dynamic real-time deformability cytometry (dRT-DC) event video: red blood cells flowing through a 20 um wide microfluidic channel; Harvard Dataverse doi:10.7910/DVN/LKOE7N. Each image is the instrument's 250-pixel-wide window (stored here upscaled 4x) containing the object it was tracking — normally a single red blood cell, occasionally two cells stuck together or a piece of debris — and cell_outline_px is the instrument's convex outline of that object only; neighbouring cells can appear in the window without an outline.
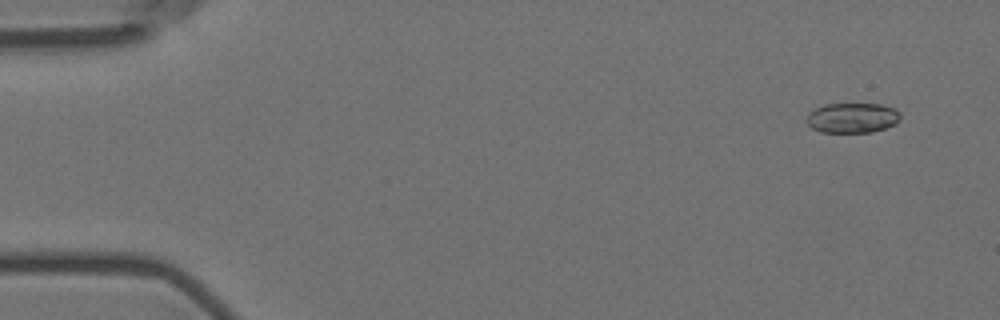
{"species": "Egyptian fruit bat (a non-hibernating species)", "species_latin": "Rousettus aegyptiacus", "temperature_condition": "room temperature", "stored_images_in_passage": 55, "camera_frame_rate_fps": 3000, "um_per_image_px": 0.085, "animal": {"sex": "female"}, "frame": {"image": 1, "passage_image": 4, "time_ms": 1.0, "image_size_px": [1000, 320], "cell_outline_px": [[900, 120], [896, 124], [872, 132], [820, 132], [812, 128], [804, 120], [808, 112], [824, 104], [880, 104], [896, 108], [900, 112]], "centroid_in_image_um": [72.44, 10.01], "position_along_channel_um": 12.6, "area_um2": 16.65}}
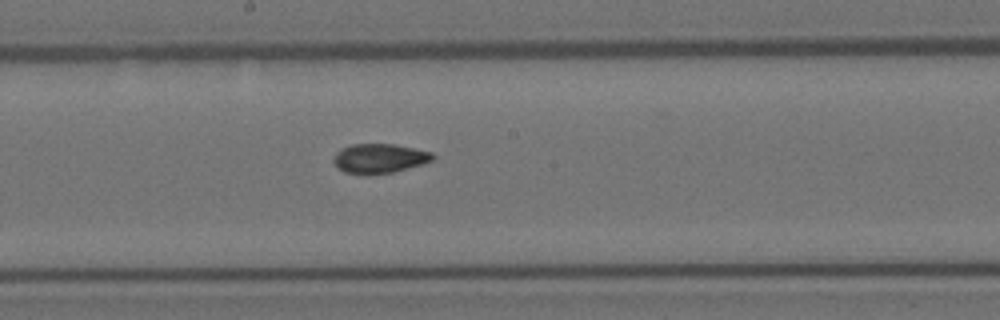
{"frame": {"image": 2, "passage_image": 31, "time_ms": 10.0, "image_size_px": [1000, 320], "cell_outline_px": [[436, 156], [432, 160], [420, 164], [392, 172], [344, 172], [332, 160], [336, 152], [340, 148], [352, 144], [396, 144], [432, 152]], "centroid_in_image_um": [32.26, 13.41], "position_along_channel_um": 215.9, "area_um2": 16.42}}
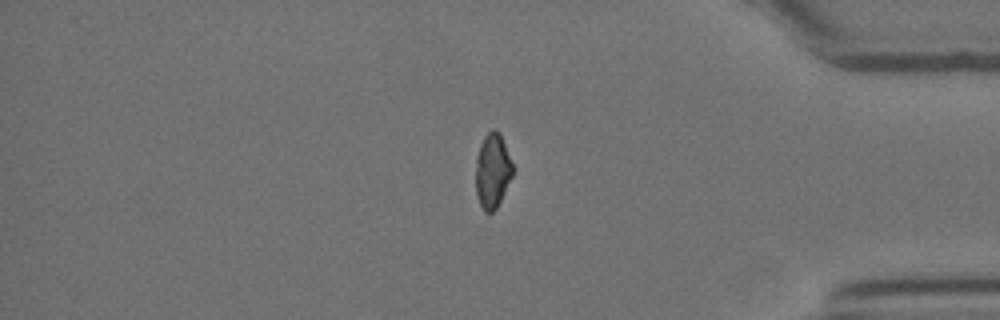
{"frame": {"image": 3, "passage_image": 48, "time_ms": 15.667, "image_size_px": [1000, 320], "cell_outline_px": [[512, 176], [496, 208], [492, 212], [484, 212], [480, 204], [476, 192], [476, 156], [480, 144], [484, 136], [492, 128], [496, 128], [500, 132], [512, 164]], "centroid_in_image_um": [41.84, 14.48], "position_along_channel_um": 393.4, "area_um2": 15.95}}